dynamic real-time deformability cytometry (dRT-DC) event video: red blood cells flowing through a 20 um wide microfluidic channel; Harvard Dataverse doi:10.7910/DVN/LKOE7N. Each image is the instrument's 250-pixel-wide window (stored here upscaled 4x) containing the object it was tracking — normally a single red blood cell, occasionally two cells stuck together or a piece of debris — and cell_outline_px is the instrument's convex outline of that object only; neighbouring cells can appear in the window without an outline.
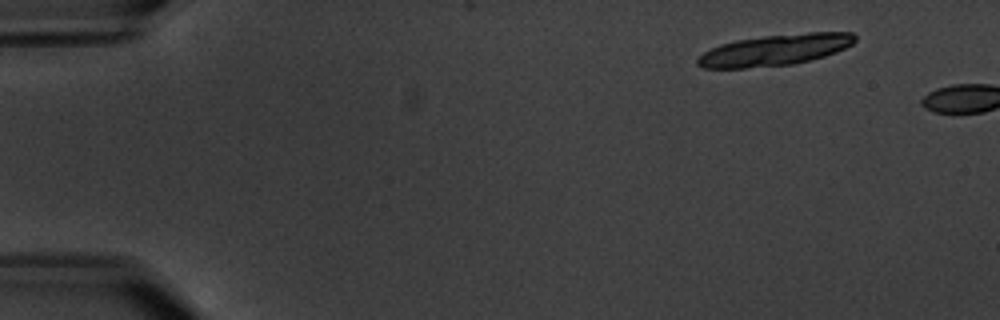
{"species": "common noctule bat (a hibernating species)", "species_latin": "Nyctalus noctula", "temperature_condition": "warm", "stored_images_in_passage": 3, "camera_frame_rate_fps": 3000, "um_per_image_px": 0.085, "animal": {"sex": "male", "body_mass_g": 20.1, "forearm_length_mm": 53.5}, "frame": {"image": 1, "passage_image": 2, "time_ms": 1.333, "image_size_px": [1000, 320], "cell_outline_px": [[856, 40], [852, 44], [836, 52], [824, 56], [792, 64], [744, 68], [704, 68], [696, 64], [696, 60], [704, 52], [720, 44], [736, 40], [764, 36], [808, 32], [852, 32], [856, 36]], "centroid_in_image_um": [65.87, 4.24], "position_along_channel_um": 19.1, "area_um2": 28.38}}